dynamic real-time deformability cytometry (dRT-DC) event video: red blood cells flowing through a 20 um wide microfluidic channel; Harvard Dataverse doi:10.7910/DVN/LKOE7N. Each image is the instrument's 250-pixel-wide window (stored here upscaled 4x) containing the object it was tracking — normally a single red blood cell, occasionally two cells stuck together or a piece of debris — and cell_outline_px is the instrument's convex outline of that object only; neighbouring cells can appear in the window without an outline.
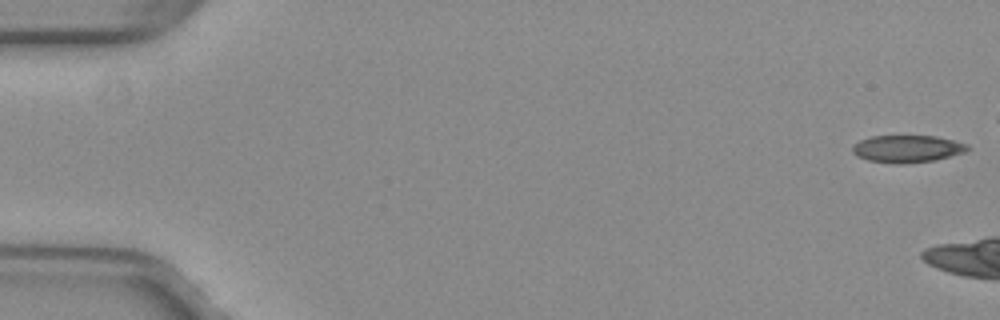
{"species": "common noctule bat (a hibernating species)", "species_latin": "Nyctalus noctula", "temperature_condition": "warm", "stored_images_in_passage": 6, "camera_frame_rate_fps": 3000, "um_per_image_px": 0.085, "animal": {"sex": "female", "body_mass_g": 29.2, "forearm_length_mm": 56.3}, "frame": {"image": 1, "passage_image": 1, "time_ms": 0.0, "image_size_px": [1000, 320], "cell_outline_px": [[968, 148], [964, 152], [936, 160], [896, 164], [868, 160], [856, 156], [852, 152], [852, 144], [860, 140], [872, 136], [936, 136], [968, 144]], "centroid_in_image_um": [77.07, 12.64], "position_along_channel_um": 7.9, "area_um2": 18.21}}